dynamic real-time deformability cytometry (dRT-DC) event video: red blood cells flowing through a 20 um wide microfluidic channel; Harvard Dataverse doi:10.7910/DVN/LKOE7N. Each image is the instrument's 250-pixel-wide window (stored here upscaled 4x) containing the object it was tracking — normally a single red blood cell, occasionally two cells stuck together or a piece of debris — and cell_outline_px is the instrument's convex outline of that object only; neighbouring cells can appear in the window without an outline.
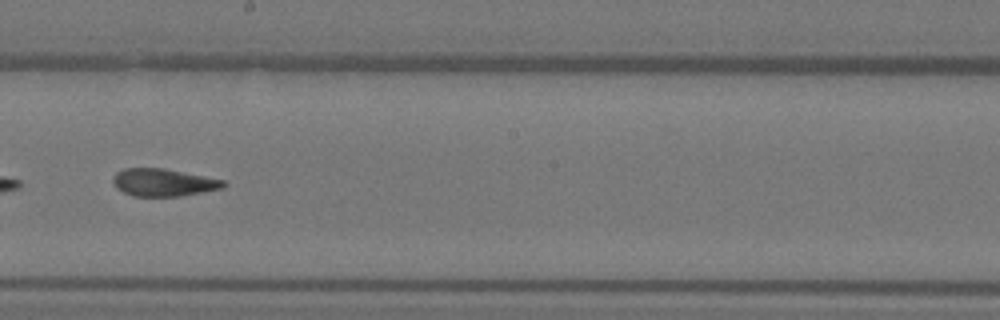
{"species": "Egyptian fruit bat (a non-hibernating species)", "species_latin": "Rousettus aegyptiacus", "temperature_condition": "warm", "stored_images_in_passage": 41, "camera_frame_rate_fps": 3000, "um_per_image_px": 0.085, "animal": {"sex": "female"}, "frame": {"image": 1, "passage_image": 18, "time_ms": 5.667, "image_size_px": [1000, 320], "cell_outline_px": [[228, 184], [224, 188], [180, 196], [132, 196], [116, 188], [112, 180], [112, 176], [116, 172], [124, 168], [164, 168], [224, 180]], "centroid_in_image_um": [13.88, 15.5], "position_along_channel_um": 234.3, "area_um2": 17.8}}
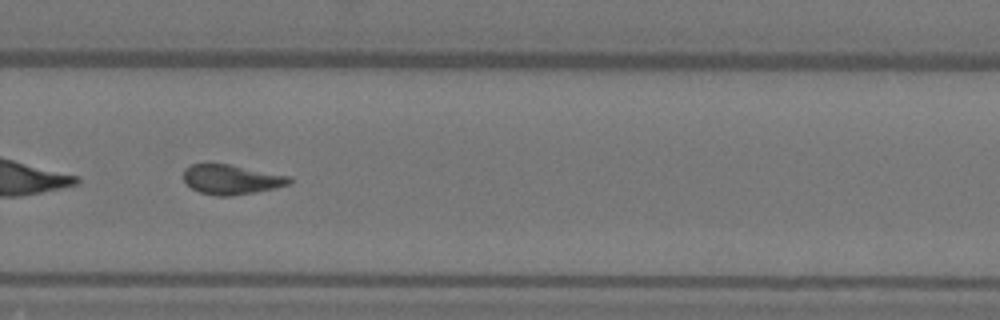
{"frame": {"image": 2, "passage_image": 24, "time_ms": 7.667, "image_size_px": [1000, 320], "cell_outline_px": [[292, 180], [288, 184], [256, 192], [232, 196], [216, 196], [200, 192], [192, 188], [184, 180], [184, 168], [192, 164], [228, 164], [292, 176]], "centroid_in_image_um": [19.67, 15.25], "position_along_channel_um": 310.1, "area_um2": 18.21}}
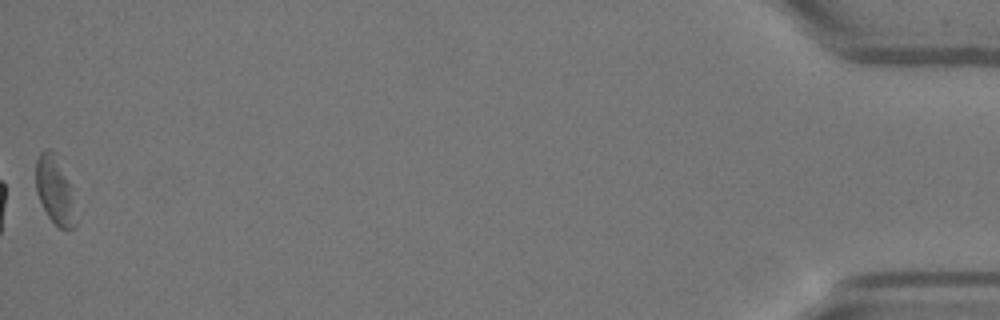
{"frame": {"image": 3, "passage_image": 41, "time_ms": 13.333, "image_size_px": [1000, 320], "cell_outline_px": [[76, 224], [72, 228], [60, 228], [48, 216], [36, 192], [36, 160], [40, 152], [48, 148], [56, 152], [76, 188]], "centroid_in_image_um": [4.75, 16.1], "position_along_channel_um": 430.5, "area_um2": 16.82}, "authors_computed_cell_mechanics": {"area_um2": 18.3226, "velocity_mm_per_s": 3.8286, "shape_relaxation_time_tau1_ms": null, "shape_relaxation_time_tau2_ms": 3.0678, "deformation_change_tau1": null, "deformation_change_tau2": 0.1092}}